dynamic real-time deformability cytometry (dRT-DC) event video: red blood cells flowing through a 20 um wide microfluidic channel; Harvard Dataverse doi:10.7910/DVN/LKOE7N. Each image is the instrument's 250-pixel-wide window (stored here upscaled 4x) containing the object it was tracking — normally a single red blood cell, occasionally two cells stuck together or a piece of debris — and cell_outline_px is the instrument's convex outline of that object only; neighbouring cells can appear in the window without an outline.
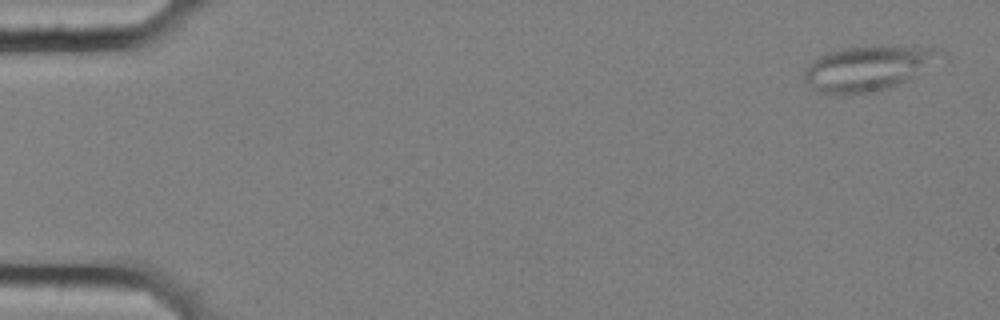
{"species": "common noctule bat (a hibernating species)", "species_latin": "Nyctalus noctula", "temperature_condition": "cold", "stored_images_in_passage": 57, "camera_frame_rate_fps": 3000, "um_per_image_px": 0.085, "animal": {"sex": "female", "body_mass_g": 25.1}, "frame": {"image": 1, "passage_image": 2, "time_ms": 0.333, "image_size_px": [1000, 320], "cell_outline_px": [[936, 48], [912, 76], [888, 88], [868, 92], [820, 92], [804, 76], [804, 72], [808, 64], [812, 60], [828, 52], [844, 48]], "centroid_in_image_um": [73.48, 5.83], "position_along_channel_um": 11.5, "area_um2": 31.67}}
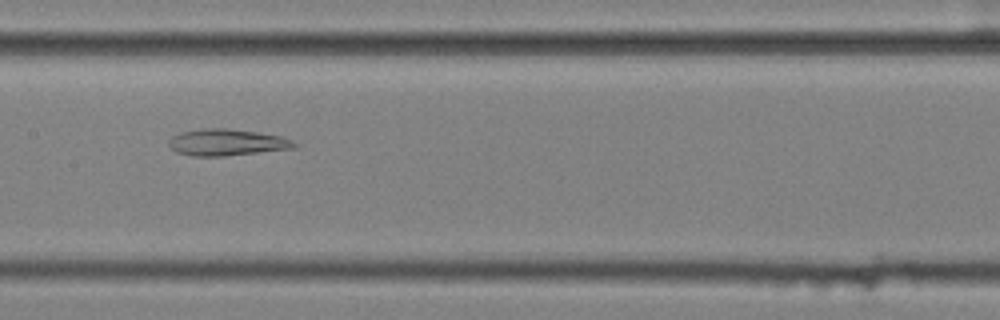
{"frame": {"image": 2, "passage_image": 29, "time_ms": 9.333, "image_size_px": [1000, 320], "cell_outline_px": [[300, 144], [296, 148], [224, 156], [192, 156], [176, 152], [168, 144], [168, 140], [172, 136], [180, 132], [204, 128], [228, 128], [256, 132], [280, 136], [292, 140]], "centroid_in_image_um": [19.28, 12.1], "position_along_channel_um": 188.1, "area_um2": 19.54}}
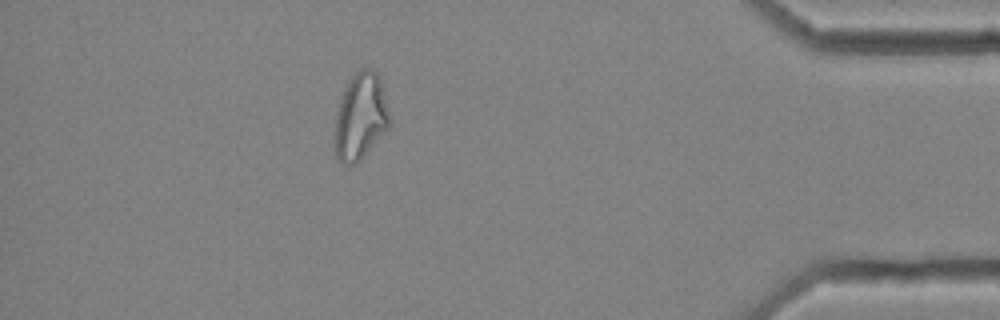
{"frame": {"image": 3, "passage_image": 51, "time_ms": 16.667, "image_size_px": [1000, 320], "cell_outline_px": [[392, 124], [360, 160], [356, 164], [344, 164], [336, 156], [336, 116], [344, 92], [352, 72], [360, 68], [372, 68], [376, 72], [380, 80], [392, 116]], "centroid_in_image_um": [30.71, 9.87], "position_along_channel_um": 404.5, "area_um2": 27.57}, "authors_computed_cell_mechanics": {"area_um2": 27.3394, "velocity_mm_per_s": 3.5175, "shape_relaxation_time_tau1_ms": null, "shape_relaxation_time_tau2_ms": 3.4324, "deformation_change_tau1": null, "deformation_change_tau2": 0.1134}}